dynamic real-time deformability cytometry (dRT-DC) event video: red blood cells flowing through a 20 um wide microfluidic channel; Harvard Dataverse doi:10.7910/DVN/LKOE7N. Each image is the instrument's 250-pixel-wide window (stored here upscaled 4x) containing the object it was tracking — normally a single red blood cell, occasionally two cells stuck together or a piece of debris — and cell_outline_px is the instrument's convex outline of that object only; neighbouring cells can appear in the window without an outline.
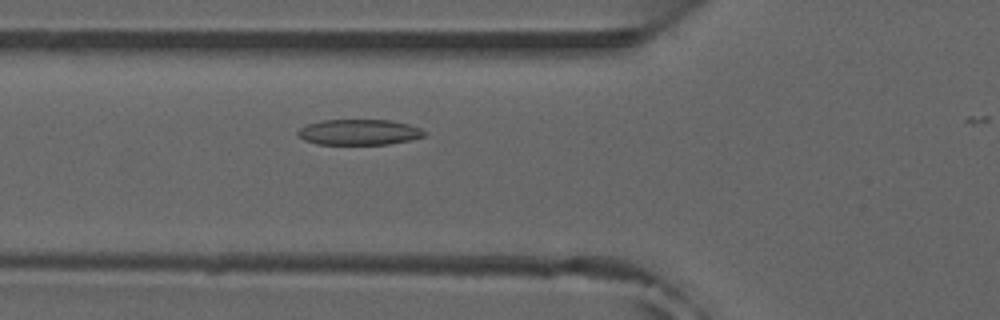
{"species": "common noctule bat (a hibernating species)", "species_latin": "Nyctalus noctula", "temperature_condition": "room temperature", "stored_images_in_passage": 8, "camera_frame_rate_fps": 3000, "um_per_image_px": 0.085, "animal": {"sex": "male", "forearm_length_mm": 52.5}, "frame": {"image": 1, "passage_image": 7, "time_ms": 2.0, "image_size_px": [1000, 320], "cell_outline_px": [[428, 132], [424, 136], [408, 140], [388, 144], [316, 144], [304, 140], [296, 132], [300, 128], [308, 124], [320, 120], [388, 120], [408, 124], [420, 128]], "centroid_in_image_um": [30.51, 11.23], "position_along_channel_um": 95.3, "area_um2": 18.79}}